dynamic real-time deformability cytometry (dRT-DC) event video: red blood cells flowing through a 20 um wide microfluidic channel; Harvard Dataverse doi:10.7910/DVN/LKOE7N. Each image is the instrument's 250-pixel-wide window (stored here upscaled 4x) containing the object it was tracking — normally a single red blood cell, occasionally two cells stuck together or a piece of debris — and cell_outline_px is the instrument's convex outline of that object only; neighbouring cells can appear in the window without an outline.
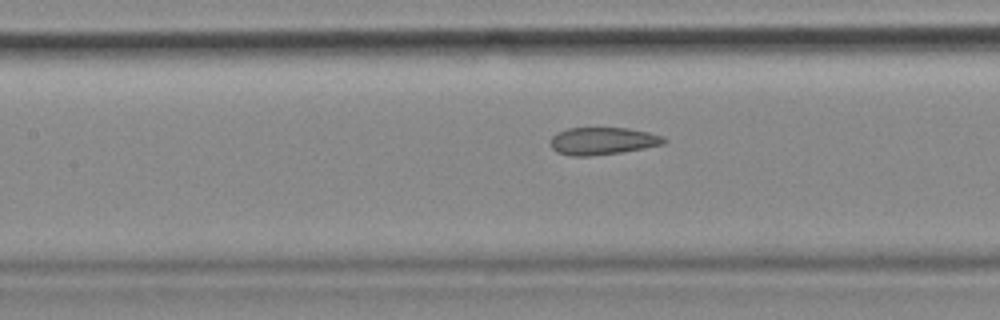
{"species": "common noctule bat (a hibernating species)", "species_latin": "Nyctalus noctula", "temperature_condition": "cold", "stored_images_in_passage": 54, "camera_frame_rate_fps": 3000, "um_per_image_px": 0.085, "animal": {"sex": "female", "body_mass_g": 18.4}, "frame": {"image": 1, "passage_image": 24, "time_ms": 7.667, "image_size_px": [1000, 320], "cell_outline_px": [[668, 140], [664, 144], [644, 148], [620, 152], [588, 156], [572, 156], [556, 152], [552, 148], [552, 136], [556, 132], [568, 128], [628, 128], [648, 132], [664, 136]], "centroid_in_image_um": [51.24, 11.98], "position_along_channel_um": 156.2, "area_um2": 18.09}, "authors_computed_cell_mechanics": {"area_um2": 19.9121, "velocity_mm_per_s": 3.6763, "shape_relaxation_time_tau1_ms": null, "shape_relaxation_time_tau2_ms": 1.5015, "deformation_change_tau1": null, "deformation_change_tau2": 0.0795}}